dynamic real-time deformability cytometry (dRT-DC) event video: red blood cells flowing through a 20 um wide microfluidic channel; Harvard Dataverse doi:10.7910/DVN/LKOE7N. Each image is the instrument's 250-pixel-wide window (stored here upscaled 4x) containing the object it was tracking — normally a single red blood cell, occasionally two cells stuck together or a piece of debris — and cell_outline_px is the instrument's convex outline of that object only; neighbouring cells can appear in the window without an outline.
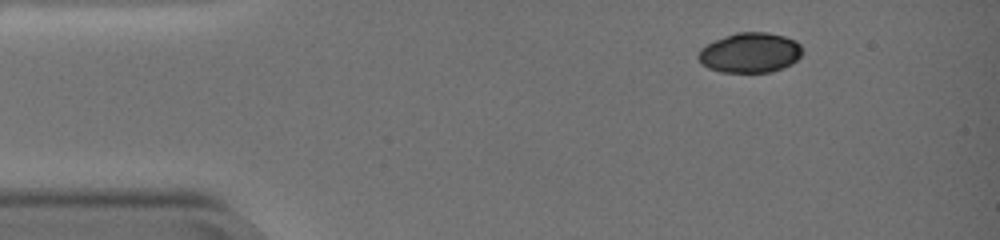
{"species": "common noctule bat (a hibernating species)", "species_latin": "Nyctalus noctula", "temperature_condition": "warm", "stored_images_in_passage": 51, "camera_frame_rate_fps": 3000, "um_per_image_px": 0.085, "animal": {"sex": "female", "body_mass_g": 19.0, "forearm_length_mm": 51.5}, "frame": {"image": 1, "passage_image": 1, "time_ms": 0.0, "image_size_px": [1000, 240], "cell_outline_px": [[804, 52], [792, 64], [784, 68], [772, 72], [720, 72], [708, 68], [700, 64], [696, 56], [700, 48], [716, 40], [736, 32], [764, 32], [784, 36], [796, 40], [804, 48]], "centroid_in_image_um": [63.77, 4.49], "position_along_channel_um": 21.2, "area_um2": 24.57}}
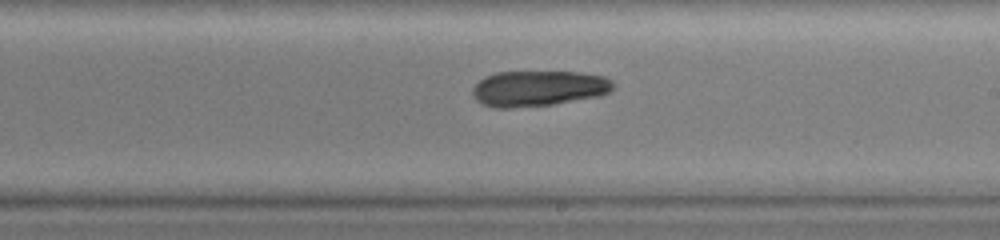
{"frame": {"image": 2, "passage_image": 28, "time_ms": 9.0, "image_size_px": [1000, 240], "cell_outline_px": [[612, 88], [608, 92], [600, 96], [552, 104], [512, 108], [492, 108], [476, 100], [472, 96], [472, 88], [484, 76], [496, 72], [580, 72], [604, 76], [612, 80]], "centroid_in_image_um": [45.73, 7.51], "position_along_channel_um": 243.3, "area_um2": 29.25}}
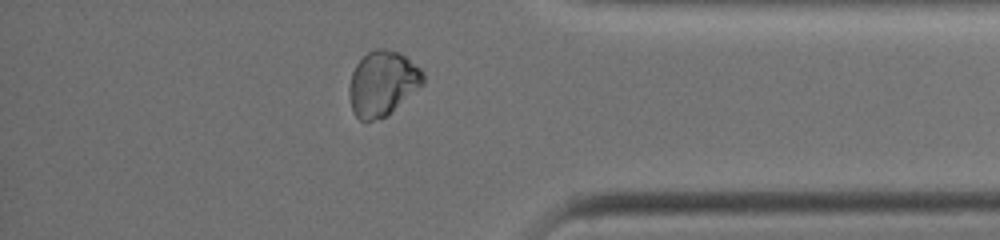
{"frame": {"image": 3, "passage_image": 43, "time_ms": 14.0, "image_size_px": [1000, 240], "cell_outline_px": [[424, 84], [388, 116], [372, 120], [360, 120], [352, 112], [348, 96], [348, 88], [352, 72], [356, 64], [368, 52], [376, 48], [384, 48], [400, 52], [420, 68], [424, 72]], "centroid_in_image_um": [32.51, 7.1], "position_along_channel_um": 402.7, "area_um2": 28.32}, "authors_computed_cell_mechanics": {"area_um2": 28.3798, "velocity_mm_per_s": 3.3321, "shape_relaxation_time_tau1_ms": null, "shape_relaxation_time_tau2_ms": 4.4016, "deformation_change_tau1": null, "deformation_change_tau2": 0.0837}}